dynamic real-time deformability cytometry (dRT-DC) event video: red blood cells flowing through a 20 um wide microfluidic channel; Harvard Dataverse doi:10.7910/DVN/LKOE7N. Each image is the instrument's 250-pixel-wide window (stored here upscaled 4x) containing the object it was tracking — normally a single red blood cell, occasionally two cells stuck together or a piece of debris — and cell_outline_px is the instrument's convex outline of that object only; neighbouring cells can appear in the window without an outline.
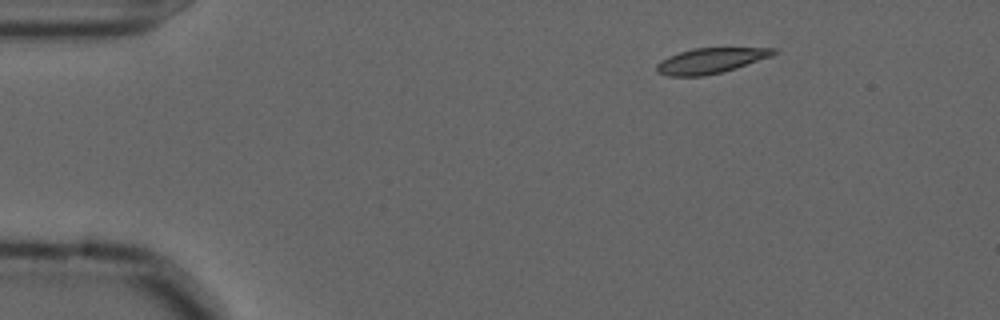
{"species": "common noctule bat (a hibernating species)", "species_latin": "Nyctalus noctula", "temperature_condition": "cold", "stored_images_in_passage": 49, "camera_frame_rate_fps": 3000, "um_per_image_px": 0.085, "animal": {"sex": "male", "forearm_length_mm": 52.5}, "frame": {"image": 1, "passage_image": 1, "time_ms": 0.0, "image_size_px": [1000, 320], "cell_outline_px": [[780, 52], [772, 56], [724, 72], [704, 76], [668, 76], [656, 72], [656, 64], [660, 60], [668, 56], [692, 48], [776, 48]], "centroid_in_image_um": [60.4, 5.16], "position_along_channel_um": 24.6, "area_um2": 17.46}}
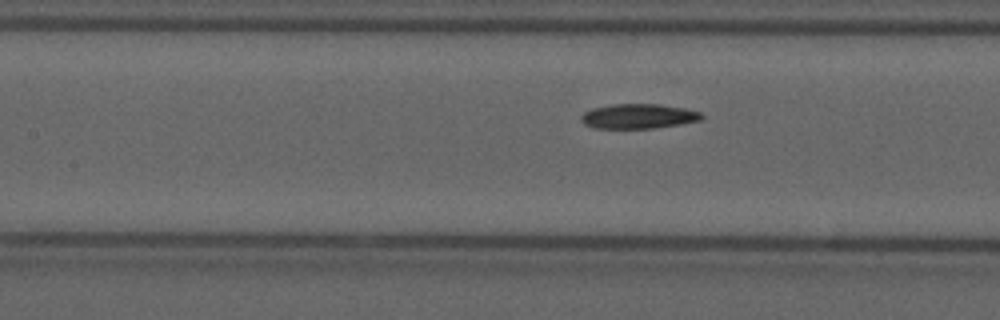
{"frame": {"image": 2, "passage_image": 18, "time_ms": 5.667, "image_size_px": [1000, 320], "cell_outline_px": [[704, 116], [700, 120], [680, 124], [656, 128], [592, 128], [584, 124], [580, 120], [580, 116], [584, 112], [592, 108], [612, 104], [660, 104], [684, 108], [700, 112]], "centroid_in_image_um": [54.23, 9.88], "position_along_channel_um": 153.2, "area_um2": 17.46}}
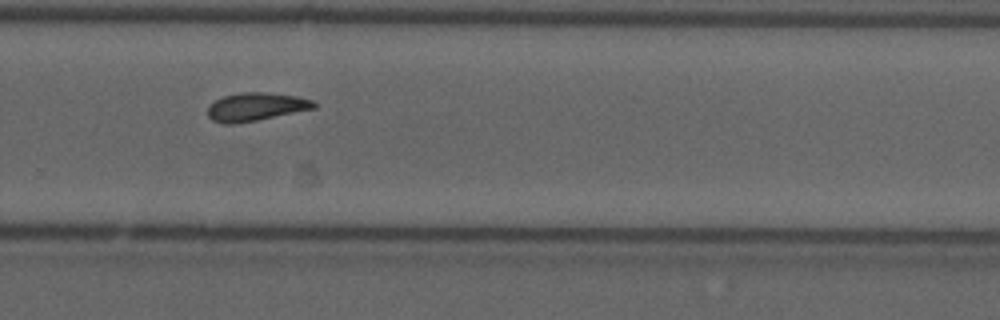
{"frame": {"image": 3, "passage_image": 31, "time_ms": 10.0, "image_size_px": [1000, 320], "cell_outline_px": [[316, 108], [236, 124], [220, 124], [212, 120], [208, 116], [208, 104], [224, 96], [240, 92], [264, 92], [296, 96], [312, 100], [316, 104]], "centroid_in_image_um": [21.7, 9.08], "position_along_channel_um": 308.1, "area_um2": 17.46}, "authors_computed_cell_mechanics": {"area_um2": 17.4556, "velocity_mm_per_s": 3.5925, "shape_relaxation_time_tau1_ms": 7.5266, "shape_relaxation_time_tau2_ms": 4.2639, "deformation_change_tau1": 0.1539, "deformation_change_tau2": 0.101}}